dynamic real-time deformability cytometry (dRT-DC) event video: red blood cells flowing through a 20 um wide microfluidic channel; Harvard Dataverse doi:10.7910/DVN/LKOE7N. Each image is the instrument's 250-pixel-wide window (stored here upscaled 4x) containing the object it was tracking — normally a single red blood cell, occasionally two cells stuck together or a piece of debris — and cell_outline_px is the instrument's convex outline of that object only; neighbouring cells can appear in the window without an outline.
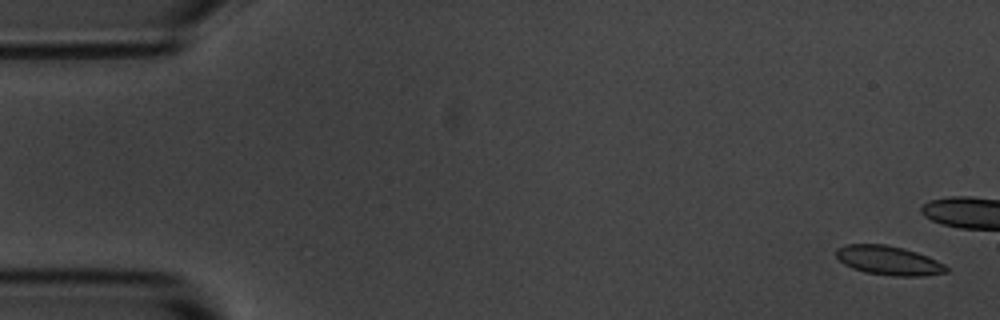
{"species": "common noctule bat (a hibernating species)", "species_latin": "Nyctalus noctula", "temperature_condition": "room temperature", "stored_images_in_passage": 5, "camera_frame_rate_fps": 3000, "um_per_image_px": 0.085, "animal": {"sex": "male", "body_mass_g": 20.1, "forearm_length_mm": 53.5}, "frame": {"image": 1, "passage_image": 1, "time_ms": 0.0, "image_size_px": [1000, 320], "cell_outline_px": [[948, 272], [924, 276], [892, 276], [864, 272], [852, 268], [844, 264], [836, 256], [836, 248], [848, 244], [884, 244], [904, 248], [928, 256], [944, 264], [948, 268]], "centroid_in_image_um": [75.54, 22.14], "position_along_channel_um": 9.5, "area_um2": 18.79}}